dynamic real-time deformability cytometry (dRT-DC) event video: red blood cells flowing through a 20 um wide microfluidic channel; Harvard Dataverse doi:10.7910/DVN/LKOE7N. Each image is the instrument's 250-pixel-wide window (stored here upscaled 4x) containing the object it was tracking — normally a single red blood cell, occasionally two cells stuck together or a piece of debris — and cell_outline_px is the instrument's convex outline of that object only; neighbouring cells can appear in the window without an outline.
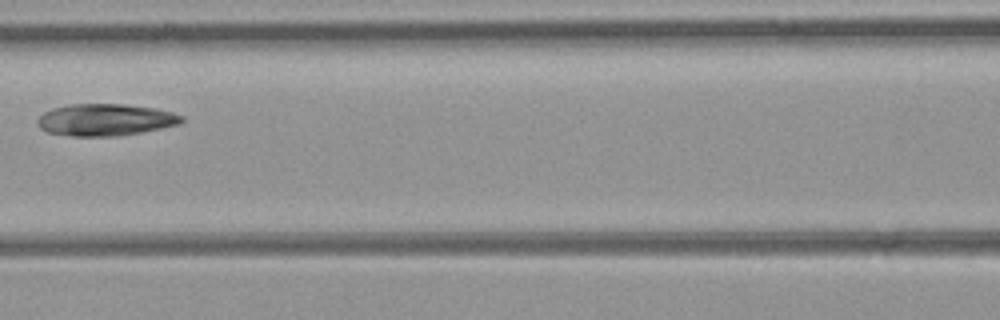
{"species": "common noctule bat (a hibernating species)", "species_latin": "Nyctalus noctula", "temperature_condition": "room temperature", "stored_images_in_passage": 5, "camera_frame_rate_fps": 3000, "um_per_image_px": 0.085, "animal": {"sex": "female", "body_mass_g": 21.9}, "frame": {"image": 1, "passage_image": 4, "time_ms": 1.0, "image_size_px": [1000, 320], "cell_outline_px": [[184, 120], [180, 124], [140, 132], [116, 136], [72, 136], [48, 132], [40, 128], [36, 124], [36, 120], [44, 112], [52, 108], [68, 104], [124, 104], [156, 108], [172, 112], [184, 116]], "centroid_in_image_um": [8.94, 10.17], "position_along_channel_um": 157.7, "area_um2": 26.88}}
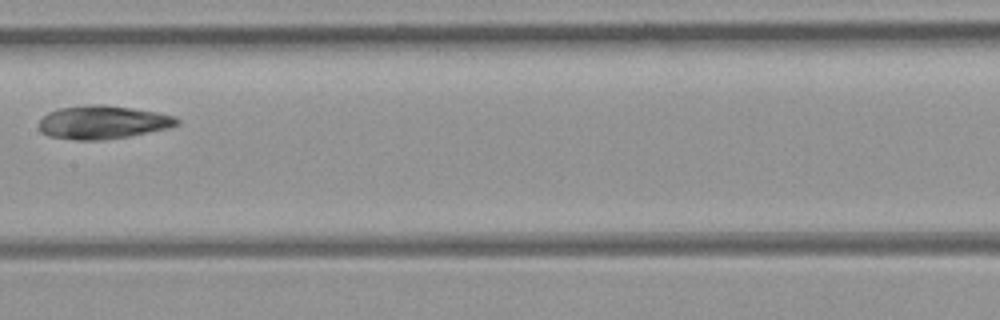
{"frame": {"image": 2, "passage_image": 5, "time_ms": 1.333, "image_size_px": [1000, 320], "cell_outline_px": [[180, 124], [168, 128], [128, 136], [104, 140], [76, 140], [48, 136], [40, 132], [36, 128], [36, 124], [48, 112], [60, 108], [92, 104], [104, 104], [132, 108], [156, 112], [176, 116], [180, 120]], "centroid_in_image_um": [8.7, 10.39], "position_along_channel_um": 198.7, "area_um2": 27.05}}